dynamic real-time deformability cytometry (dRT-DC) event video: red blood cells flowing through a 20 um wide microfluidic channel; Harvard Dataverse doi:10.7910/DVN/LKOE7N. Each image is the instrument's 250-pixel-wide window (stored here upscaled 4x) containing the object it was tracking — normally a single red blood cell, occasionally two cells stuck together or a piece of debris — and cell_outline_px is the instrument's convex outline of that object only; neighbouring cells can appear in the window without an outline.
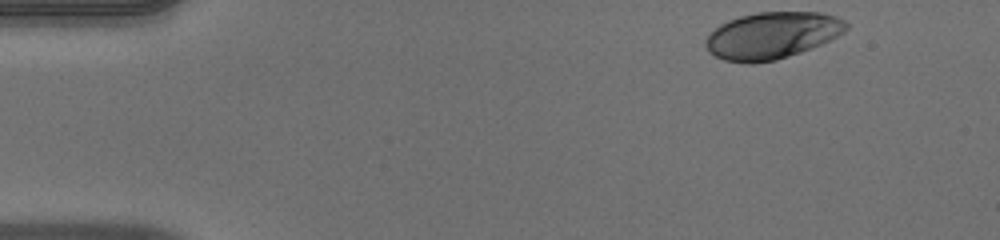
{"species": "human", "species_latin": "Homo sapiens", "temperature_condition": "warm", "stored_images_in_passage": 42, "camera_frame_rate_fps": 3000, "um_per_image_px": 0.085, "donor": {"sex": "male"}, "frame": {"image": 1, "passage_image": 1, "time_ms": 0.0, "image_size_px": [1000, 240], "cell_outline_px": [[848, 28], [844, 32], [820, 44], [800, 52], [776, 60], [752, 64], [748, 64], [724, 60], [708, 52], [704, 44], [704, 40], [720, 24], [728, 20], [740, 16], [756, 12], [820, 12], [836, 16], [844, 20], [848, 24]], "centroid_in_image_um": [65.6, 3.01], "position_along_channel_um": 19.4, "area_um2": 38.32}}
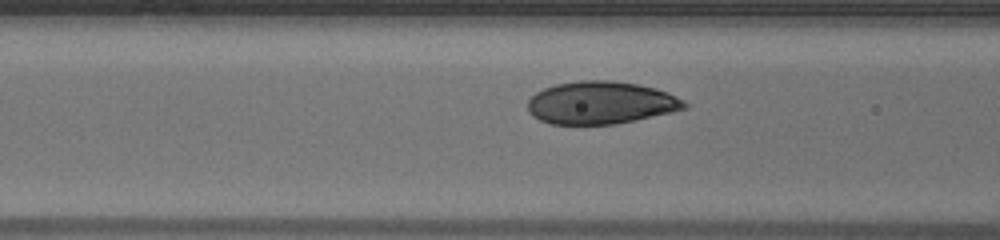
{"frame": {"image": 2, "passage_image": 16, "time_ms": 5.0, "image_size_px": [1000, 240], "cell_outline_px": [[688, 108], [672, 112], [636, 120], [616, 124], [548, 124], [532, 116], [528, 112], [528, 100], [536, 92], [544, 88], [556, 84], [580, 80], [612, 80], [636, 84], [656, 88], [668, 92], [684, 100], [688, 104]], "centroid_in_image_um": [51.08, 8.73], "position_along_channel_um": 115.5, "area_um2": 39.19}}
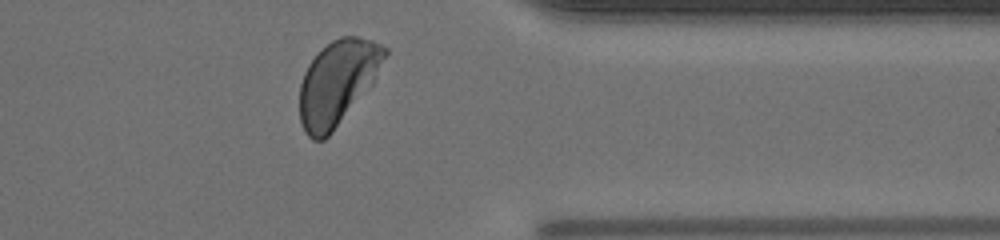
{"frame": {"image": 3, "passage_image": 37, "time_ms": 12.0, "image_size_px": [1000, 240], "cell_outline_px": [[388, 52], [372, 84], [332, 132], [324, 140], [312, 140], [304, 132], [300, 120], [300, 84], [304, 72], [308, 64], [332, 40], [340, 36], [356, 36], [372, 40], [388, 48]], "centroid_in_image_um": [28.68, 7.02], "position_along_channel_um": 382.7, "area_um2": 41.5}, "authors_computed_cell_mechanics": {"area_um2": 39.5063, "velocity_mm_per_s": 3.9552, "shape_relaxation_time_tau1_ms": 2.8418, "shape_relaxation_time_tau2_ms": null, "deformation_change_tau1": 0.1582, "deformation_change_tau2": null}}